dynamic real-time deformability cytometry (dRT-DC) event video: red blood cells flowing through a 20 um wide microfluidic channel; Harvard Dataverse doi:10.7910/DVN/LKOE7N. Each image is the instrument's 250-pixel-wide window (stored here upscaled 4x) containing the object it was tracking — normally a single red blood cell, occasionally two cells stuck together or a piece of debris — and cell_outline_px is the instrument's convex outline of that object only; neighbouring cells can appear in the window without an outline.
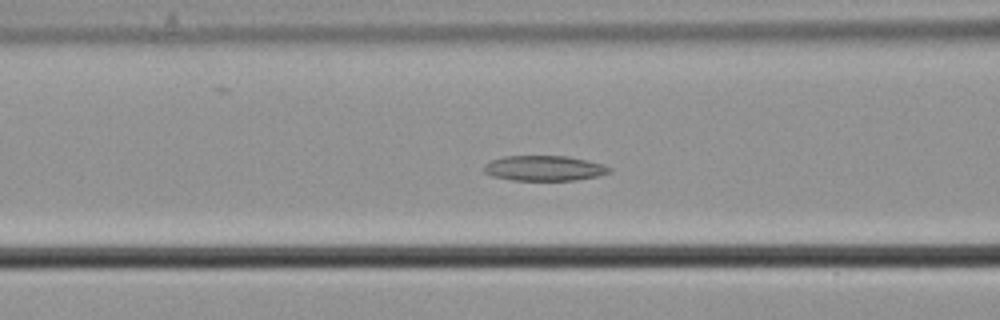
{"species": "common noctule bat (a hibernating species)", "species_latin": "Nyctalus noctula", "temperature_condition": "cold", "stored_images_in_passage": 45, "camera_frame_rate_fps": 3000, "um_per_image_px": 0.085, "animal": {"sex": "male", "body_mass_g": 21.5, "forearm_length_mm": 52.0}, "frame": {"image": 1, "passage_image": 12, "time_ms": 3.667, "image_size_px": [1000, 320], "cell_outline_px": [[612, 172], [600, 176], [576, 180], [512, 180], [492, 176], [484, 172], [484, 164], [492, 160], [504, 156], [568, 156], [588, 160], [604, 164], [612, 168]], "centroid_in_image_um": [46.31, 14.3], "position_along_channel_um": 120.3, "area_um2": 18.61}}
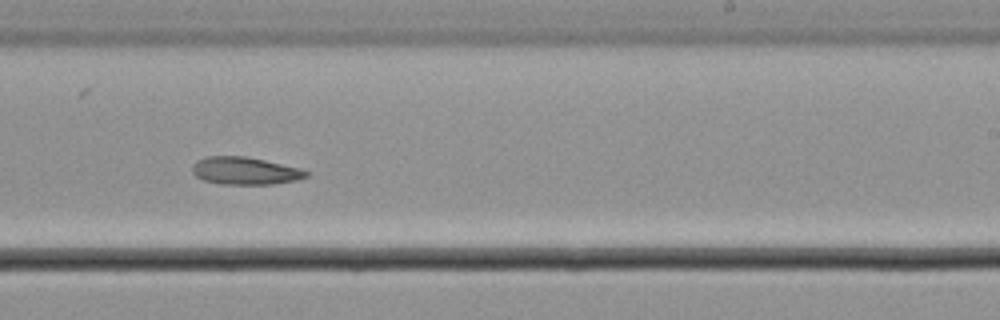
{"frame": {"image": 2, "passage_image": 24, "time_ms": 7.667, "image_size_px": [1000, 320], "cell_outline_px": [[308, 176], [296, 180], [272, 184], [220, 184], [204, 180], [196, 176], [192, 172], [192, 164], [196, 160], [204, 156], [244, 156], [264, 160], [300, 168], [308, 172]], "centroid_in_image_um": [20.78, 14.51], "position_along_channel_um": 268.2, "area_um2": 18.26}}
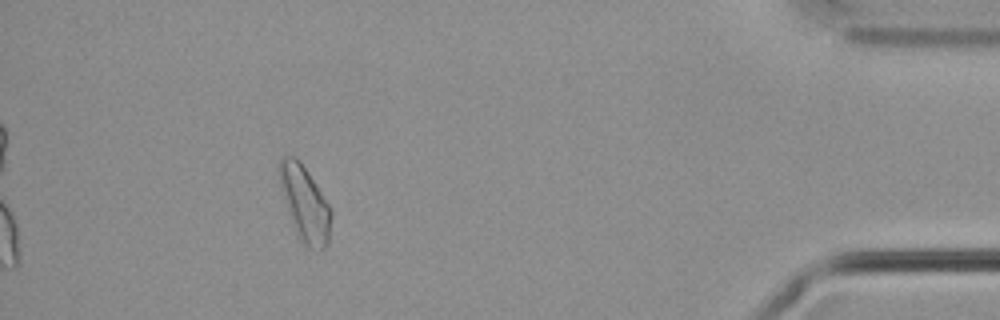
{"frame": {"image": 3, "passage_image": 40, "time_ms": 13.0, "image_size_px": [1000, 320], "cell_outline_px": [[332, 212], [328, 244], [324, 248], [308, 248], [304, 244], [296, 232], [284, 200], [280, 188], [276, 172], [280, 156], [296, 156], [308, 172], [332, 208]], "centroid_in_image_um": [25.89, 17.24], "position_along_channel_um": 409.3, "area_um2": 22.83}}